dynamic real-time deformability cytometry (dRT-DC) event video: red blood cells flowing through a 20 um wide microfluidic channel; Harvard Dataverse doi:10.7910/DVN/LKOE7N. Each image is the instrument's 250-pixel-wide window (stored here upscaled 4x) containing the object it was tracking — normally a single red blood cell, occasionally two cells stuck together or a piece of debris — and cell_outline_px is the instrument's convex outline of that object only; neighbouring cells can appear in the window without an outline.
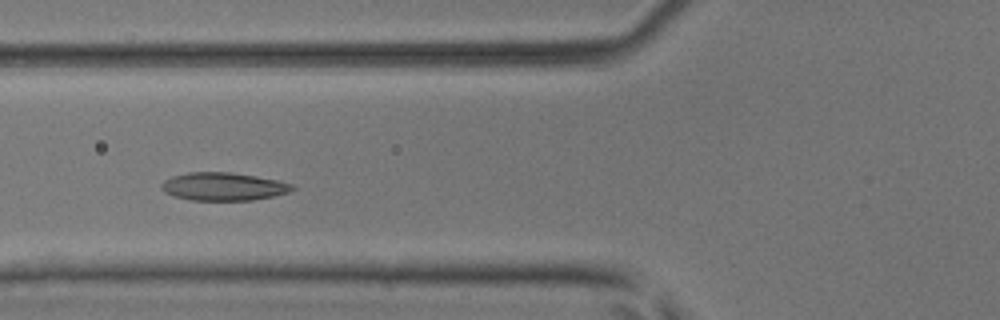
{"species": "common noctule bat (a hibernating species)", "species_latin": "Nyctalus noctula", "temperature_condition": "room temperature", "stored_images_in_passage": 18, "camera_frame_rate_fps": 3000, "um_per_image_px": 0.085, "animal": {"sex": "male", "body_mass_g": 17.9, "forearm_length_mm": 54.2}, "frame": {"image": 1, "passage_image": 16, "time_ms": 5.0, "image_size_px": [1000, 320], "cell_outline_px": [[296, 188], [288, 192], [272, 196], [252, 200], [192, 200], [176, 196], [164, 192], [160, 188], [160, 184], [164, 180], [172, 176], [188, 172], [232, 172], [256, 176], [276, 180], [292, 184]], "centroid_in_image_um": [18.96, 15.84], "position_along_channel_um": 106.8, "area_um2": 21.27}}